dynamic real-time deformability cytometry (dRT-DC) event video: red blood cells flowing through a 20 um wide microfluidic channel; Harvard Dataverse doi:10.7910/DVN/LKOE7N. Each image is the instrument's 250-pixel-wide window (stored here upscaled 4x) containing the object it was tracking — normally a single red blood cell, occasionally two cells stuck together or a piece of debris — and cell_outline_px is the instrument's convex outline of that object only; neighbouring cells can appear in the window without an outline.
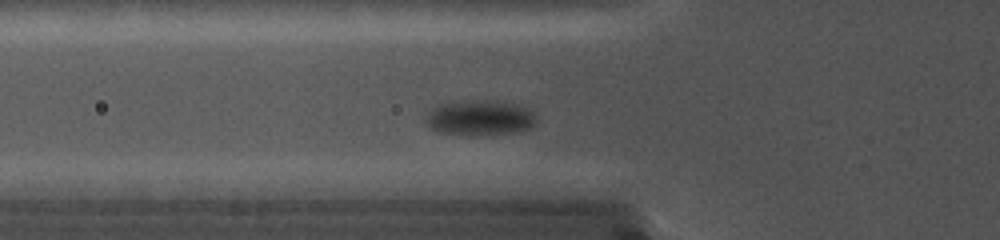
{"species": "common noctule bat (a hibernating species)", "species_latin": "Nyctalus noctula", "temperature_condition": "cold", "stored_images_in_passage": 22, "camera_frame_rate_fps": 5000, "um_per_image_px": 0.085, "animal": {"sex": "female", "body_mass_g": 19.0, "forearm_length_mm": 56.7}, "frame": {"image": 1, "passage_image": 15, "time_ms": 2.8, "image_size_px": [1000, 240], "cell_outline_px": [[536, 124], [528, 128], [516, 132], [476, 136], [460, 136], [440, 132], [428, 128], [424, 124], [424, 120], [432, 108], [440, 104], [472, 100], [488, 100], [516, 104], [532, 112], [536, 120]], "centroid_in_image_um": [40.72, 10.05], "position_along_channel_um": 85.1, "area_um2": 22.95}}
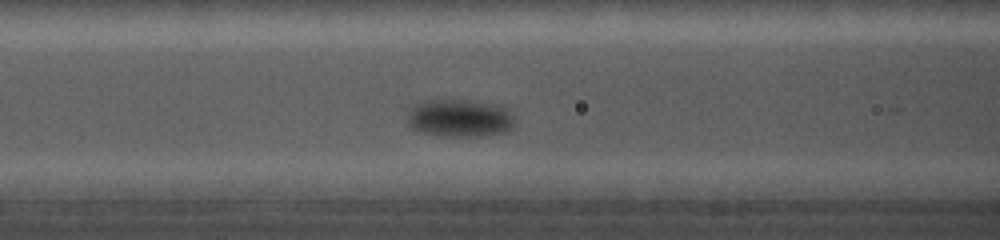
{"frame": {"image": 2, "passage_image": 18, "time_ms": 3.4, "image_size_px": [1000, 240], "cell_outline_px": [[516, 120], [512, 128], [504, 132], [488, 136], [440, 136], [424, 132], [412, 128], [408, 124], [408, 116], [412, 108], [416, 104], [424, 100], [464, 100], [492, 104], [504, 108], [516, 116]], "centroid_in_image_um": [39.11, 10.05], "position_along_channel_um": 127.5, "area_um2": 23.52}}